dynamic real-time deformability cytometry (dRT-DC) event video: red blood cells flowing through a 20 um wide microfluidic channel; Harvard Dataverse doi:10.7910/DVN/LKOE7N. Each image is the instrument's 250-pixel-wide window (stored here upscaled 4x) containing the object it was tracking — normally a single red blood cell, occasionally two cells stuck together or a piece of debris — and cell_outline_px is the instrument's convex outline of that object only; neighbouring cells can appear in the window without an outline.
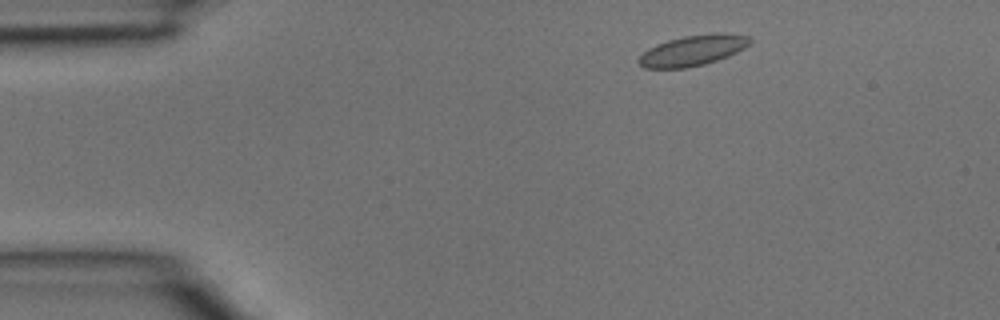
{"species": "common noctule bat (a hibernating species)", "species_latin": "Nyctalus noctula", "temperature_condition": "room temperature", "stored_images_in_passage": 2, "camera_frame_rate_fps": 3000, "um_per_image_px": 0.085, "animal": {"sex": "male", "body_mass_g": 15.6}, "frame": {"image": 1, "passage_image": 1, "time_ms": 0.0, "image_size_px": [1000, 320], "cell_outline_px": [[752, 40], [744, 48], [728, 56], [704, 64], [684, 68], [644, 68], [636, 60], [648, 48], [656, 44], [668, 40], [684, 36], [716, 32], [724, 32], [748, 36]], "centroid_in_image_um": [58.88, 4.27], "position_along_channel_um": 26.1, "area_um2": 19.77}}